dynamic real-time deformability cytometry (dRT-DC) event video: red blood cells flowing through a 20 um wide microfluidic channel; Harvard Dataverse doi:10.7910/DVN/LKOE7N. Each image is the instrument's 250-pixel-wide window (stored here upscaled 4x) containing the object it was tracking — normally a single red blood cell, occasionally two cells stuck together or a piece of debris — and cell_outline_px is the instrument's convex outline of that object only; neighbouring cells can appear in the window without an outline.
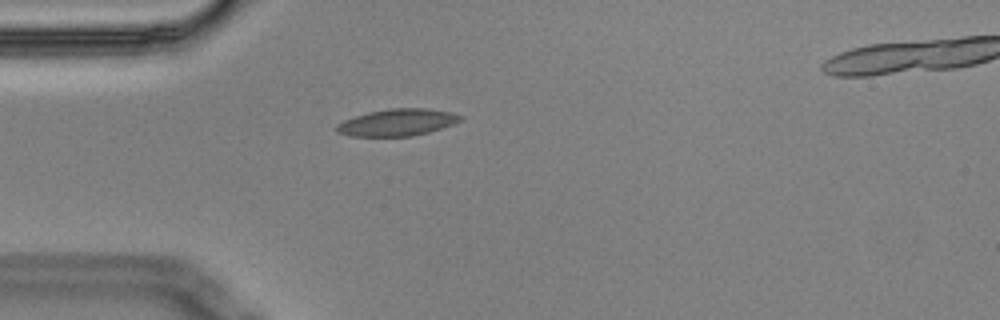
{"species": "Egyptian fruit bat (a non-hibernating species)", "species_latin": "Rousettus aegyptiacus", "temperature_condition": "cold", "stored_images_in_passage": 2, "camera_frame_rate_fps": 3000, "um_per_image_px": 0.085, "animal": {"sex": "male"}, "frame": {"image": 1, "passage_image": 1, "time_ms": 0.0, "image_size_px": [1000, 320], "cell_outline_px": [[464, 116], [460, 120], [452, 124], [428, 132], [412, 136], [348, 136], [336, 132], [336, 124], [344, 120], [368, 112], [388, 108], [428, 108], [452, 112]], "centroid_in_image_um": [33.75, 10.4], "position_along_channel_um": 51.2, "area_um2": 19.42}}